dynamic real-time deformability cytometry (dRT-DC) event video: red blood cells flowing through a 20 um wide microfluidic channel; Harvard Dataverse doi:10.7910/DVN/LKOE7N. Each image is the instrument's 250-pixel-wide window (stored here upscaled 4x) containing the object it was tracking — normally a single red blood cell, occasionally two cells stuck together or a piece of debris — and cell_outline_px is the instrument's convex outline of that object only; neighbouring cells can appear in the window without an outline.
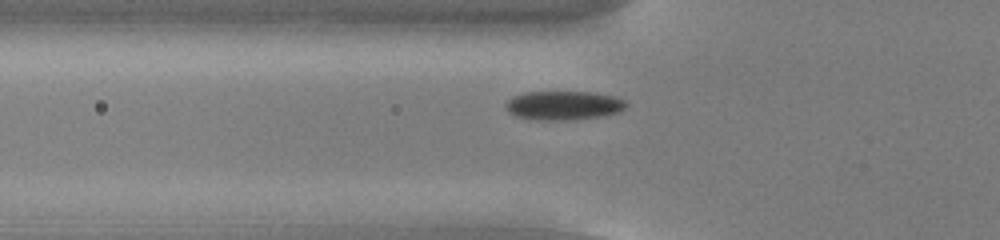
{"species": "common noctule bat (a hibernating species)", "species_latin": "Nyctalus noctula", "temperature_condition": "cold", "stored_images_in_passage": 35, "camera_frame_rate_fps": 3000, "um_per_image_px": 0.085, "animal": {"sex": "male", "body_mass_g": 13.0, "forearm_length_mm": 53.1}, "frame": {"image": 1, "passage_image": 4, "time_ms": 1.0, "image_size_px": [1000, 240], "cell_outline_px": [[628, 104], [620, 112], [604, 116], [564, 120], [536, 120], [516, 116], [508, 112], [504, 104], [512, 96], [524, 92], [592, 92], [616, 96], [624, 100]], "centroid_in_image_um": [47.9, 8.96], "position_along_channel_um": 77.9, "area_um2": 20.52}}
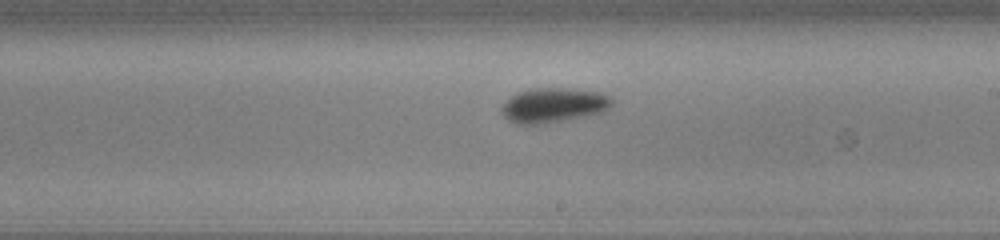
{"frame": {"image": 2, "passage_image": 17, "time_ms": 5.333, "image_size_px": [1000, 240], "cell_outline_px": [[612, 104], [604, 112], [584, 116], [540, 124], [516, 124], [508, 120], [500, 112], [500, 108], [504, 100], [516, 92], [532, 88], [568, 88], [600, 92], [608, 96], [612, 100]], "centroid_in_image_um": [46.98, 8.93], "position_along_channel_um": 242.0, "area_um2": 22.43}}
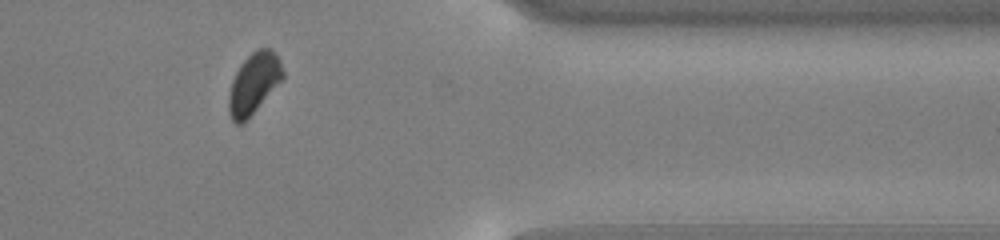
{"frame": {"image": 3, "passage_image": 30, "time_ms": 9.667, "image_size_px": [1000, 240], "cell_outline_px": [[284, 76], [244, 124], [236, 124], [232, 120], [228, 112], [228, 96], [232, 80], [240, 64], [256, 48], [272, 48], [284, 72]], "centroid_in_image_um": [21.53, 7.11], "position_along_channel_um": 389.9, "area_um2": 19.02}}